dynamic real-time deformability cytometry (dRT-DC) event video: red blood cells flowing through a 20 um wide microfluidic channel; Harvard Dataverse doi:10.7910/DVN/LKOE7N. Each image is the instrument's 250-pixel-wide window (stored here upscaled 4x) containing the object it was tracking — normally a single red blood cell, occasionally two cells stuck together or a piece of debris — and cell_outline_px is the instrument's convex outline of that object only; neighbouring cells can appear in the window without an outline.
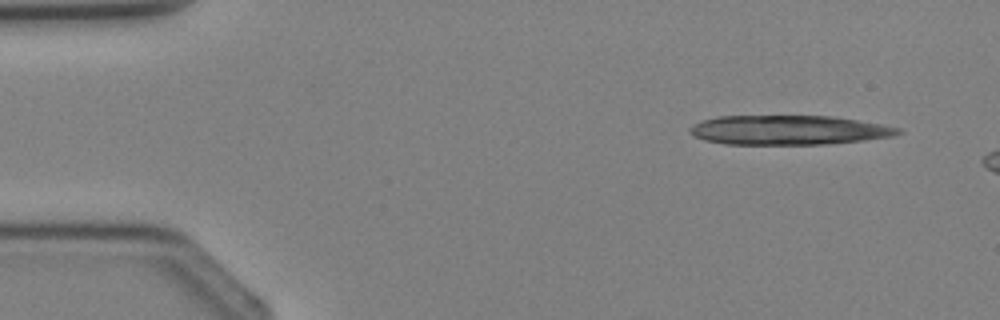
{"species": "Egyptian fruit bat (a non-hibernating species)", "species_latin": "Rousettus aegyptiacus", "temperature_condition": "cold", "stored_images_in_passage": 3, "camera_frame_rate_fps": 3000, "um_per_image_px": 0.085, "animal": {"sex": "female"}, "frame": {"image": 1, "passage_image": 1, "time_ms": 0.0, "image_size_px": [1000, 320], "cell_outline_px": [[904, 132], [892, 136], [860, 140], [824, 144], [724, 144], [704, 140], [692, 136], [688, 132], [688, 128], [692, 124], [700, 120], [716, 116], [832, 116], [880, 124], [900, 128]], "centroid_in_image_um": [66.92, 11.05], "position_along_channel_um": 18.1, "area_um2": 35.72}}